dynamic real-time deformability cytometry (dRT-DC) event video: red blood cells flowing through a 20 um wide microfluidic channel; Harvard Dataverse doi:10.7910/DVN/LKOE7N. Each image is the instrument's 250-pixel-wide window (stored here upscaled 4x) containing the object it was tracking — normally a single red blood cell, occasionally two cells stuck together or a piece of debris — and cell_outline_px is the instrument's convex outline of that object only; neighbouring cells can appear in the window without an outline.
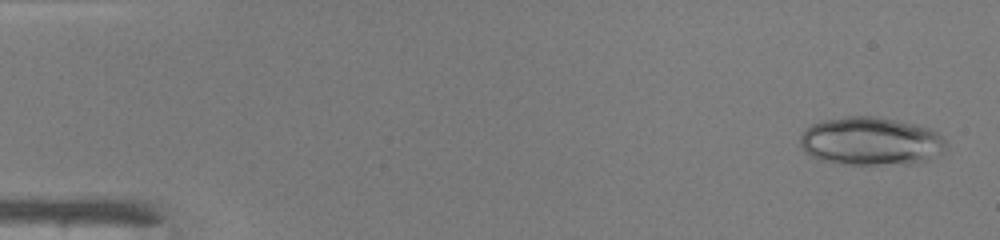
{"species": "common noctule bat (a hibernating species)", "species_latin": "Nyctalus noctula", "temperature_condition": "warm", "stored_images_in_passage": 47, "camera_frame_rate_fps": 3000, "um_per_image_px": 0.085, "animal": {"sex": "male", "body_mass_g": 19.0, "forearm_length_mm": 50.8}, "frame": {"image": 1, "passage_image": 2, "time_ms": 0.333, "image_size_px": [1000, 240], "cell_outline_px": [[944, 152], [928, 160], [916, 164], [840, 164], [816, 160], [804, 152], [800, 148], [800, 136], [812, 124], [824, 120], [848, 116], [872, 116], [916, 124], [928, 128], [936, 132], [944, 140]], "centroid_in_image_um": [73.98, 12.03], "position_along_channel_um": 11.0, "area_um2": 41.21}}